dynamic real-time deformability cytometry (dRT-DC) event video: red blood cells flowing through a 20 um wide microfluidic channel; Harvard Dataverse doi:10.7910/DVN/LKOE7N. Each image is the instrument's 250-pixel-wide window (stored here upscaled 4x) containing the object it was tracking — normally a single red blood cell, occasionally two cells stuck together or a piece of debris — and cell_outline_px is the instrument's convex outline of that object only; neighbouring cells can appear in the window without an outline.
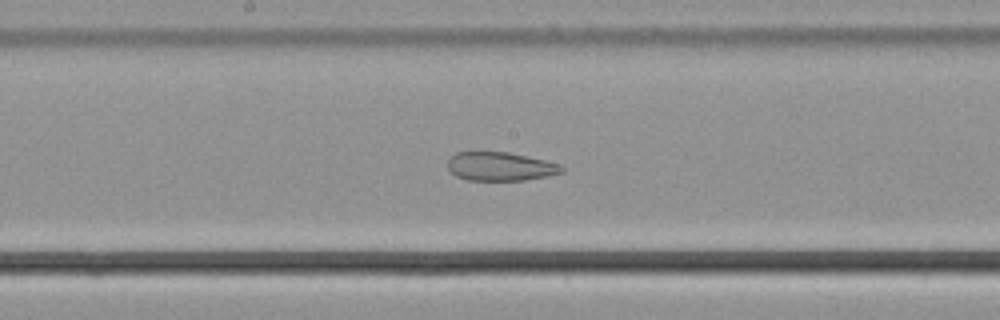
{"species": "common noctule bat (a hibernating species)", "species_latin": "Nyctalus noctula", "temperature_condition": "cold", "stored_images_in_passage": 56, "camera_frame_rate_fps": 3000, "um_per_image_px": 0.085, "animal": {"sex": "male", "body_mass_g": 21.5, "forearm_length_mm": 52.0}, "frame": {"image": 1, "passage_image": 30, "time_ms": 9.667, "image_size_px": [1000, 320], "cell_outline_px": [[564, 172], [548, 176], [524, 180], [468, 180], [456, 176], [448, 168], [448, 160], [456, 152], [508, 152], [528, 156], [560, 164], [564, 168]], "centroid_in_image_um": [42.55, 14.15], "position_along_channel_um": 205.7, "area_um2": 19.02}}
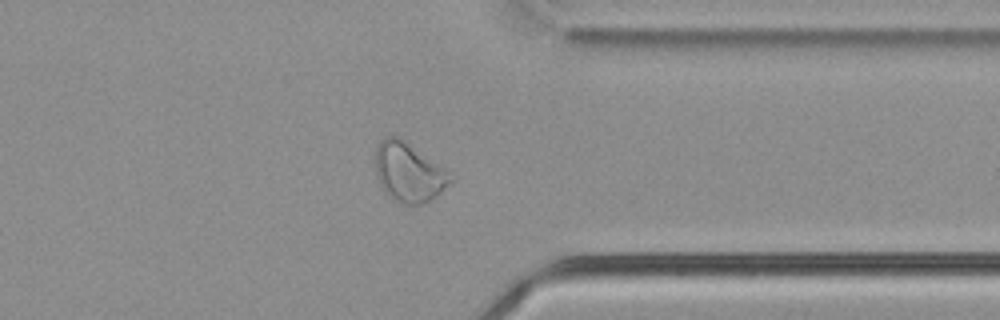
{"frame": {"image": 2, "passage_image": 44, "time_ms": 14.333, "image_size_px": [1000, 320], "cell_outline_px": [[456, 180], [436, 196], [424, 204], [404, 204], [392, 200], [384, 192], [380, 184], [376, 172], [376, 148], [380, 140], [384, 136], [400, 136], [456, 176]], "centroid_in_image_um": [34.78, 14.64], "position_along_channel_um": 376.6, "area_um2": 26.41}}
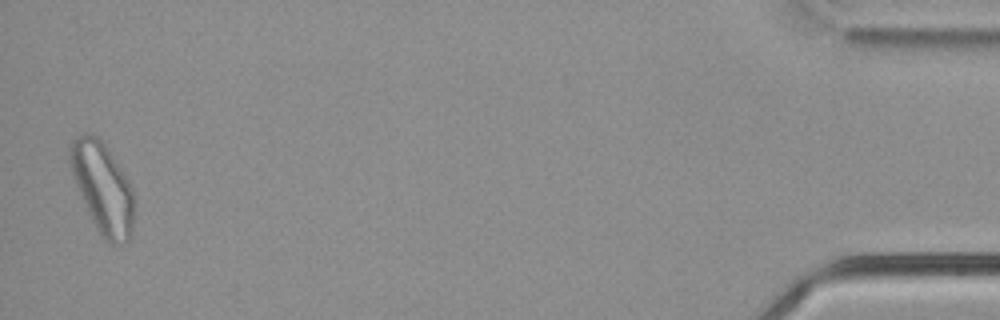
{"frame": {"image": 3, "passage_image": 55, "time_ms": 18.0, "image_size_px": [1000, 320], "cell_outline_px": [[136, 204], [132, 232], [128, 240], [120, 244], [112, 244], [104, 240], [100, 236], [88, 212], [72, 176], [68, 160], [68, 148], [72, 140], [76, 136], [88, 132], [92, 132], [104, 144], [128, 180], [132, 188]], "centroid_in_image_um": [8.72, 15.98], "position_along_channel_um": 426.5, "area_um2": 34.16}, "authors_computed_cell_mechanics": {"area_um2": 29.1023, "velocity_mm_per_s": 3.7554, "shape_relaxation_time_tau1_ms": null, "shape_relaxation_time_tau2_ms": 1.836, "deformation_change_tau1": null, "deformation_change_tau2": 0.0739}}